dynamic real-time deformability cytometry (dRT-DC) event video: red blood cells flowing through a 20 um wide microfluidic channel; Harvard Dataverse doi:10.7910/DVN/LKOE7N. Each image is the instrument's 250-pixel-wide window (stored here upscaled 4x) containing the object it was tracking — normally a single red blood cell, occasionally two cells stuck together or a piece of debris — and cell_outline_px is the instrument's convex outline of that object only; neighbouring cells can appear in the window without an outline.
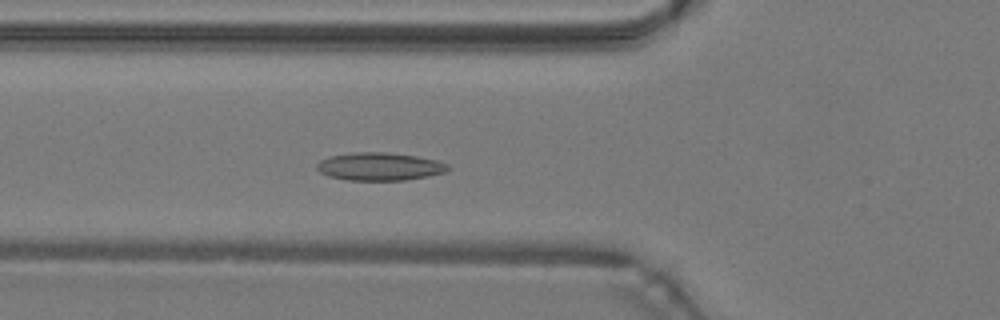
{"species": "common noctule bat (a hibernating species)", "species_latin": "Nyctalus noctula", "temperature_condition": "warm", "stored_images_in_passage": 40, "camera_frame_rate_fps": 3000, "um_per_image_px": 0.085, "animal": {"sex": "male", "body_mass_g": 19.2, "forearm_length_mm": 51.8}, "frame": {"image": 1, "passage_image": 12, "time_ms": 3.667, "image_size_px": [1000, 320], "cell_outline_px": [[448, 168], [444, 172], [428, 176], [404, 180], [348, 180], [328, 176], [320, 172], [316, 168], [316, 164], [320, 160], [328, 156], [356, 152], [388, 152], [416, 156], [436, 160], [448, 164]], "centroid_in_image_um": [32.22, 14.15], "position_along_channel_um": 93.6, "area_um2": 21.27}}
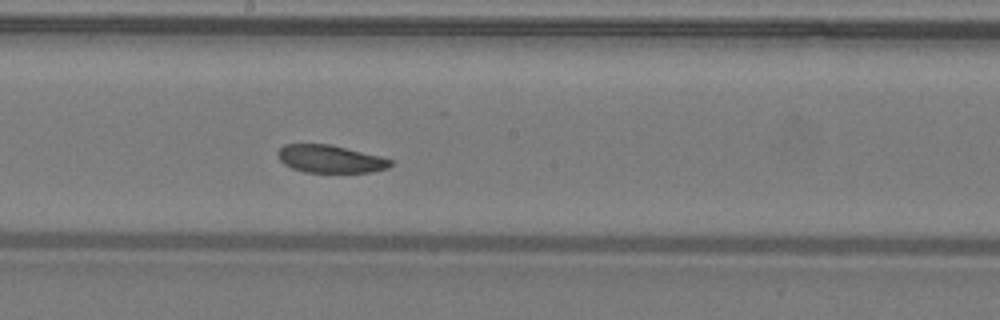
{"frame": {"image": 2, "passage_image": 21, "time_ms": 6.667, "image_size_px": [1000, 320], "cell_outline_px": [[392, 164], [388, 168], [372, 172], [304, 172], [292, 168], [284, 164], [276, 156], [276, 152], [284, 144], [328, 144], [380, 156], [392, 160]], "centroid_in_image_um": [28.03, 13.51], "position_along_channel_um": 220.2, "area_um2": 18.15}}
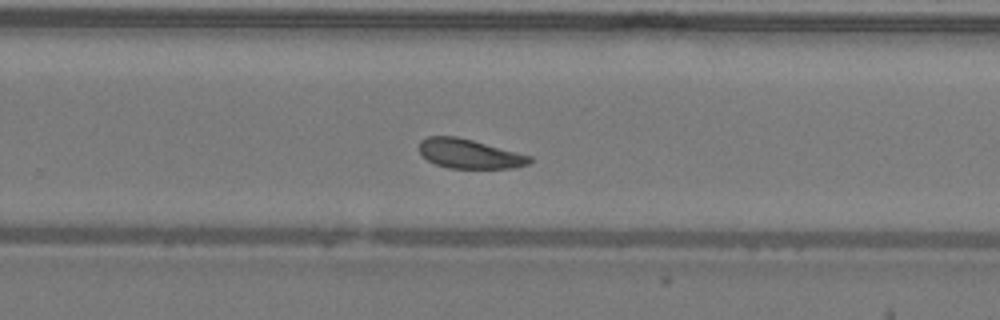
{"frame": {"image": 3, "passage_image": 26, "time_ms": 8.333, "image_size_px": [1000, 320], "cell_outline_px": [[532, 160], [528, 164], [512, 168], [448, 168], [436, 164], [428, 160], [420, 152], [420, 140], [428, 136], [456, 136], [472, 140], [532, 156]], "centroid_in_image_um": [39.9, 13.07], "position_along_channel_um": 289.9, "area_um2": 18.73}, "authors_computed_cell_mechanics": {"area_um2": 19.5075, "velocity_mm_per_s": 4.2084, "shape_relaxation_time_tau1_ms": 1.7004, "shape_relaxation_time_tau2_ms": 4.0837, "deformation_change_tau1": 0.0871, "deformation_change_tau2": 0.0996}}